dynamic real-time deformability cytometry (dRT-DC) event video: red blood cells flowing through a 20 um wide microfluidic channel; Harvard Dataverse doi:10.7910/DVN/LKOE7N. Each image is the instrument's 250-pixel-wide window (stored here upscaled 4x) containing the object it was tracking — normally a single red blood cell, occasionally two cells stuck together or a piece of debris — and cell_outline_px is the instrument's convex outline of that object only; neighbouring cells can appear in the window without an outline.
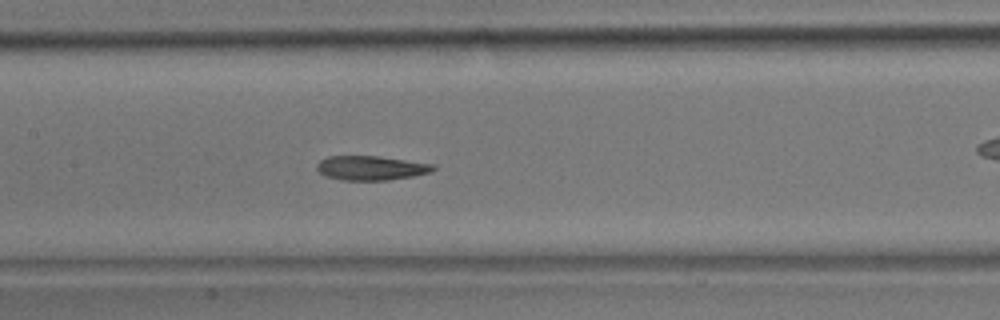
{"species": "common noctule bat (a hibernating species)", "species_latin": "Nyctalus noctula", "temperature_condition": "room temperature", "stored_images_in_passage": 32, "camera_frame_rate_fps": 3000, "um_per_image_px": 0.085, "animal": {"sex": "male", "body_mass_g": 17.9}, "frame": {"image": 1, "passage_image": 14, "time_ms": 4.333, "image_size_px": [1000, 320], "cell_outline_px": [[436, 168], [432, 172], [412, 176], [388, 180], [340, 180], [328, 176], [320, 172], [316, 168], [316, 164], [320, 160], [328, 156], [376, 156], [436, 164]], "centroid_in_image_um": [31.56, 14.27], "position_along_channel_um": 175.8, "area_um2": 16.47}}
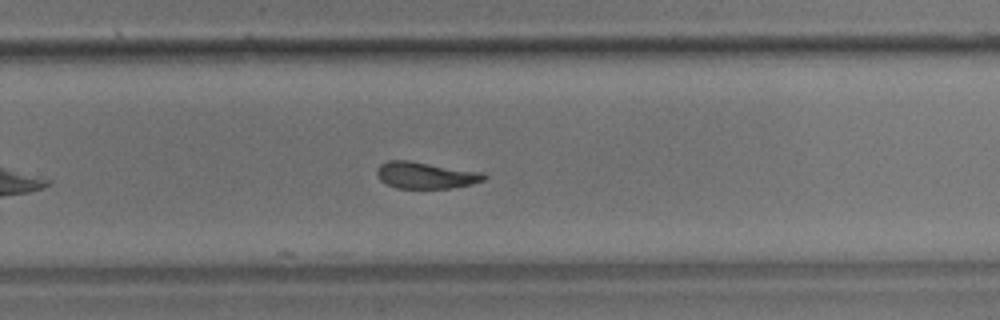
{"frame": {"image": 2, "passage_image": 23, "time_ms": 7.333, "image_size_px": [1000, 320], "cell_outline_px": [[488, 176], [484, 180], [472, 184], [452, 188], [396, 188], [380, 180], [376, 172], [380, 164], [388, 160], [408, 160], [484, 172]], "centroid_in_image_um": [36.21, 14.89], "position_along_channel_um": 293.6, "area_um2": 16.7}, "authors_computed_cell_mechanics": {"area_um2": 17.0799, "velocity_mm_per_s": 3.9392, "shape_relaxation_time_tau1_ms": 4.2096, "shape_relaxation_time_tau2_ms": 2.6396, "deformation_change_tau1": 0.1746, "deformation_change_tau2": 0.112}}